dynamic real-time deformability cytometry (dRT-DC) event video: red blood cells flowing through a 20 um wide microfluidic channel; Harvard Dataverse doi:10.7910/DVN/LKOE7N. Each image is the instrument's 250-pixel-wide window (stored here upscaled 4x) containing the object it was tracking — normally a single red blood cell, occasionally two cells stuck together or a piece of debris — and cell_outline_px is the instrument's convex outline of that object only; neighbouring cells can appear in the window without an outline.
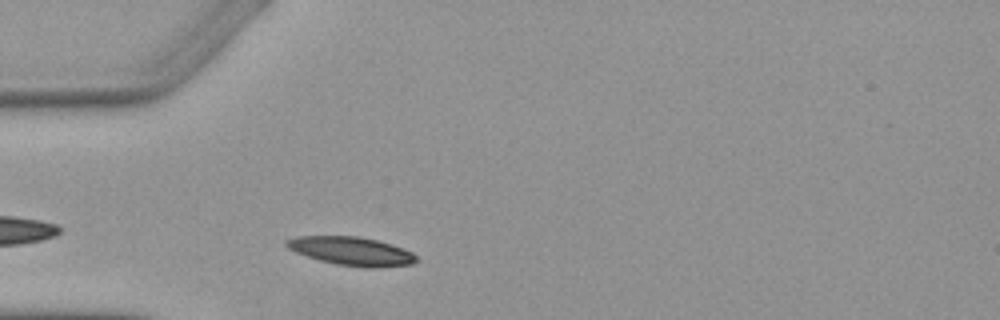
{"species": "Egyptian fruit bat (a non-hibernating species)", "species_latin": "Rousettus aegyptiacus", "temperature_condition": "warm", "stored_images_in_passage": 1, "camera_frame_rate_fps": 3000, "um_per_image_px": 0.085, "animal": {"sex": "female"}, "frame": {"image": 1, "passage_image": 1, "time_ms": 0.0, "image_size_px": [1000, 320], "cell_outline_px": [[420, 260], [412, 264], [380, 268], [368, 268], [336, 264], [320, 260], [296, 252], [288, 248], [284, 244], [284, 240], [296, 236], [360, 236], [392, 244], [412, 252]], "centroid_in_image_um": [29.9, 21.35], "position_along_channel_um": 55.1, "area_um2": 21.73}}